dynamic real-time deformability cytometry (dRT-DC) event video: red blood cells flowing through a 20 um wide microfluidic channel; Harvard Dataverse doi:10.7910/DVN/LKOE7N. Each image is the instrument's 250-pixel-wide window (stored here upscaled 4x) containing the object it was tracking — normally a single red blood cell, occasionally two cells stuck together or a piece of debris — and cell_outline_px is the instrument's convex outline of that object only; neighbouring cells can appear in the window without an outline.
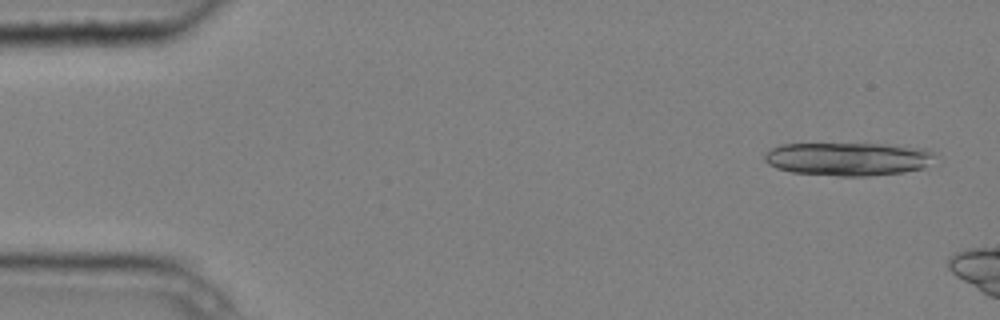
{"species": "common noctule bat (a hibernating species)", "species_latin": "Nyctalus noctula", "temperature_condition": "cold", "stored_images_in_passage": 4, "camera_frame_rate_fps": 3000, "um_per_image_px": 0.085, "animal": {"sex": "male", "body_mass_g": 20.4}, "frame": {"image": 1, "passage_image": 1, "time_ms": 0.0, "image_size_px": [1000, 320], "cell_outline_px": [[936, 156], [924, 168], [904, 172], [868, 176], [836, 176], [792, 172], [776, 168], [768, 164], [764, 160], [764, 156], [772, 148], [780, 144], [884, 144], [928, 148]], "centroid_in_image_um": [72.11, 13.51], "position_along_channel_um": 12.9, "area_um2": 33.18}}